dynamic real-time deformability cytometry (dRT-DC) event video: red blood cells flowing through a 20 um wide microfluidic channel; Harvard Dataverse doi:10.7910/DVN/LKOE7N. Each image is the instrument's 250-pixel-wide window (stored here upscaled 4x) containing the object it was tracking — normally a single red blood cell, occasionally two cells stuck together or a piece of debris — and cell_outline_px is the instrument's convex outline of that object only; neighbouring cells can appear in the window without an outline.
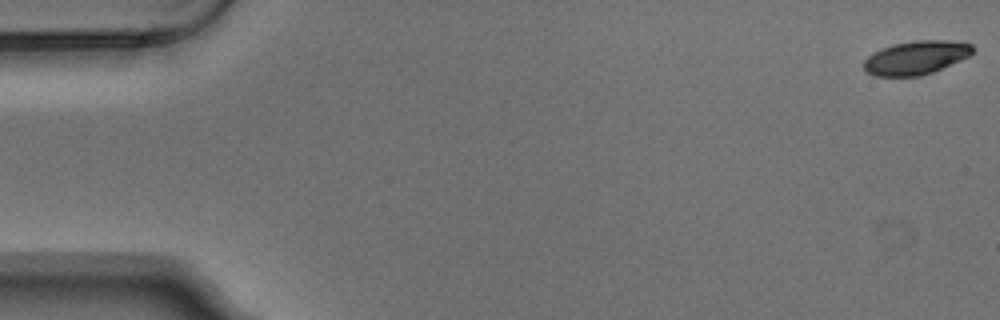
{"species": "Egyptian fruit bat (a non-hibernating species)", "species_latin": "Rousettus aegyptiacus", "temperature_condition": "warm", "stored_images_in_passage": 6, "camera_frame_rate_fps": 3000, "um_per_image_px": 0.085, "animal": {"sex": "male"}, "frame": {"image": 1, "passage_image": 1, "time_ms": 0.0, "image_size_px": [1000, 320], "cell_outline_px": [[976, 48], [968, 56], [960, 60], [932, 72], [920, 76], [876, 76], [868, 72], [864, 68], [864, 60], [868, 56], [880, 48], [892, 44], [916, 40], [948, 40], [972, 44]], "centroid_in_image_um": [77.86, 4.89], "position_along_channel_um": 7.1, "area_um2": 21.27}}
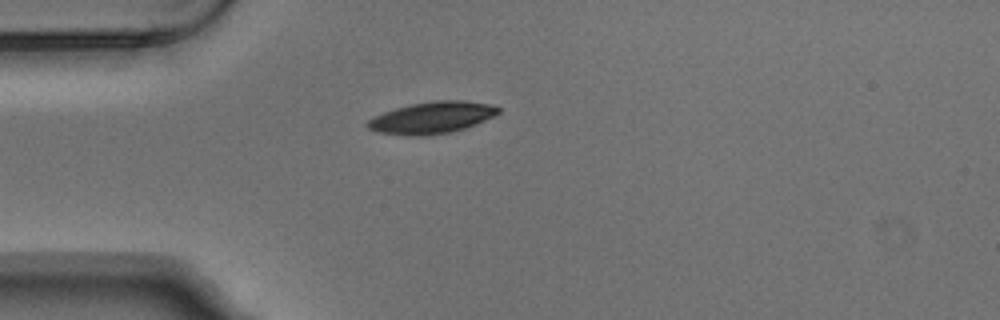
{"frame": {"image": 2, "passage_image": 5, "time_ms": 1.333, "image_size_px": [1000, 320], "cell_outline_px": [[500, 112], [476, 124], [452, 132], [428, 136], [412, 136], [376, 132], [368, 128], [364, 124], [372, 116], [396, 108], [412, 104], [436, 100], [464, 100], [488, 104], [500, 108]], "centroid_in_image_um": [36.67, 10.01], "position_along_channel_um": 48.3, "area_um2": 24.22}}